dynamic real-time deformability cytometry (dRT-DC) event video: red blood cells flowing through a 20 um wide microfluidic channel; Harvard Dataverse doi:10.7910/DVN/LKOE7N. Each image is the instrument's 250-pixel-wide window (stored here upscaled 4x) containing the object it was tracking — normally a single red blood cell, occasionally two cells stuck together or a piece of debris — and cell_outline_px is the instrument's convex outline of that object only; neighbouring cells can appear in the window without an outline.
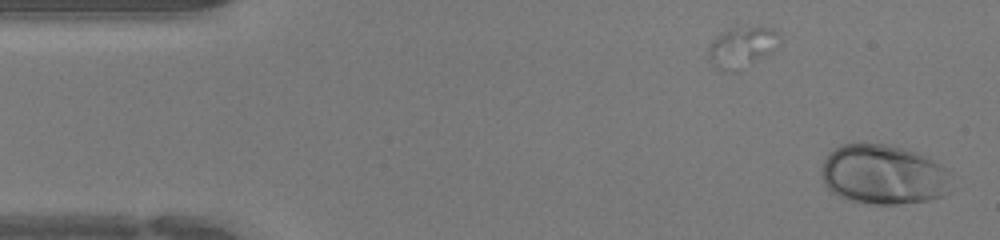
{"species": "human", "species_latin": "Homo sapiens", "temperature_condition": "warm", "stored_images_in_passage": 44, "camera_frame_rate_fps": 3000, "um_per_image_px": 0.085, "donor": {"sex": "female"}, "frame": {"image": 1, "passage_image": 1, "time_ms": 0.0, "image_size_px": [1000, 240], "cell_outline_px": [[952, 192], [944, 196], [928, 200], [896, 204], [876, 204], [852, 200], [840, 196], [832, 192], [824, 184], [820, 172], [824, 160], [828, 152], [840, 144], [852, 140], [860, 140], [884, 144], [904, 148], [928, 156], [940, 164], [948, 172]], "centroid_in_image_um": [75.07, 14.79], "position_along_channel_um": 9.9, "area_um2": 46.24}}
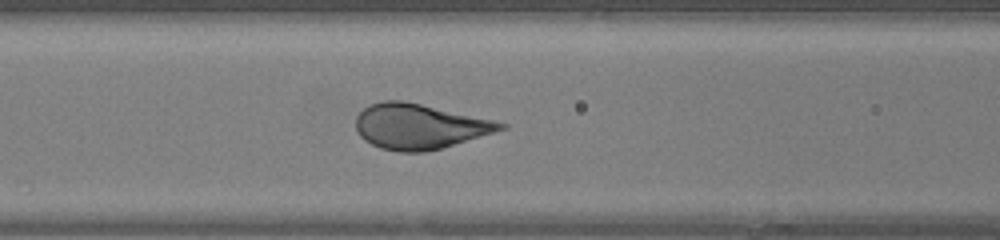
{"frame": {"image": 2, "passage_image": 17, "time_ms": 5.333, "image_size_px": [1000, 240], "cell_outline_px": [[508, 128], [440, 148], [424, 152], [400, 152], [380, 148], [364, 140], [356, 132], [356, 116], [368, 104], [384, 100], [404, 100], [492, 120], [508, 124]], "centroid_in_image_um": [35.59, 10.74], "position_along_channel_um": 131.0, "area_um2": 37.86}}
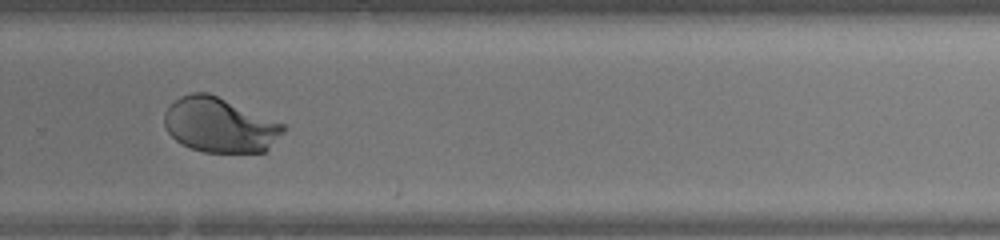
{"frame": {"image": 3, "passage_image": 29, "time_ms": 9.333, "image_size_px": [1000, 240], "cell_outline_px": [[288, 128], [264, 152], [204, 152], [192, 148], [176, 140], [168, 132], [164, 124], [164, 112], [180, 96], [192, 92], [208, 92], [288, 124]], "centroid_in_image_um": [18.73, 10.61], "position_along_channel_um": 311.1, "area_um2": 38.15}}